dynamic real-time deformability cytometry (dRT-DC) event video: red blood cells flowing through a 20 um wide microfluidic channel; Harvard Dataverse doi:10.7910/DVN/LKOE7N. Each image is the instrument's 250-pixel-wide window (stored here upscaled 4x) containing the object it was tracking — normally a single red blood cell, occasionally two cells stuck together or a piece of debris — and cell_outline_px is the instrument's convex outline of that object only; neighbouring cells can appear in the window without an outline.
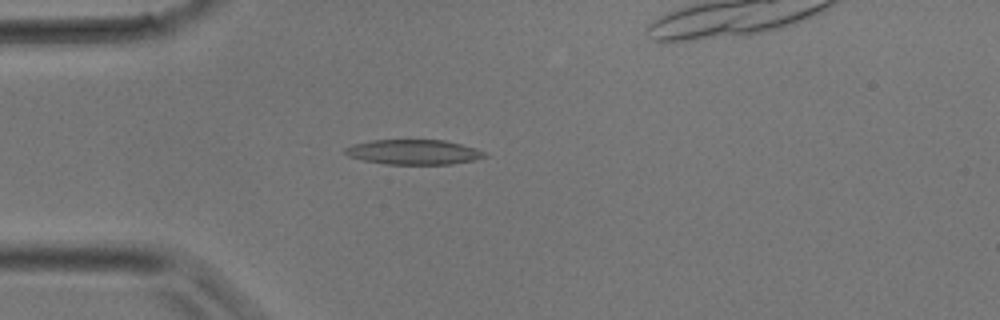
{"species": "common noctule bat (a hibernating species)", "species_latin": "Nyctalus noctula", "temperature_condition": "room temperature", "stored_images_in_passage": 31, "camera_frame_rate_fps": 3000, "um_per_image_px": 0.085, "animal": {"sex": "male", "body_mass_g": 17.9}, "frame": {"image": 1, "passage_image": 9, "time_ms": 2.667, "image_size_px": [1000, 320], "cell_outline_px": [[488, 156], [476, 160], [452, 164], [384, 164], [364, 160], [348, 156], [344, 152], [344, 148], [352, 144], [372, 140], [444, 140], [476, 148], [488, 152]], "centroid_in_image_um": [35.19, 12.93], "position_along_channel_um": 49.8, "area_um2": 20.4}}
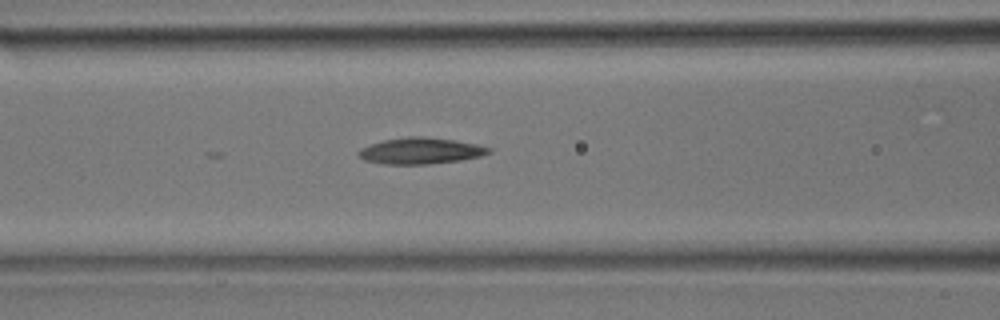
{"frame": {"image": 2, "passage_image": 14, "time_ms": 4.333, "image_size_px": [1000, 320], "cell_outline_px": [[492, 152], [480, 156], [460, 160], [428, 164], [384, 164], [364, 160], [356, 152], [360, 148], [384, 140], [408, 136], [424, 136], [456, 140], [476, 144], [492, 148]], "centroid_in_image_um": [35.76, 12.81], "position_along_channel_um": 130.8, "area_um2": 19.94}}
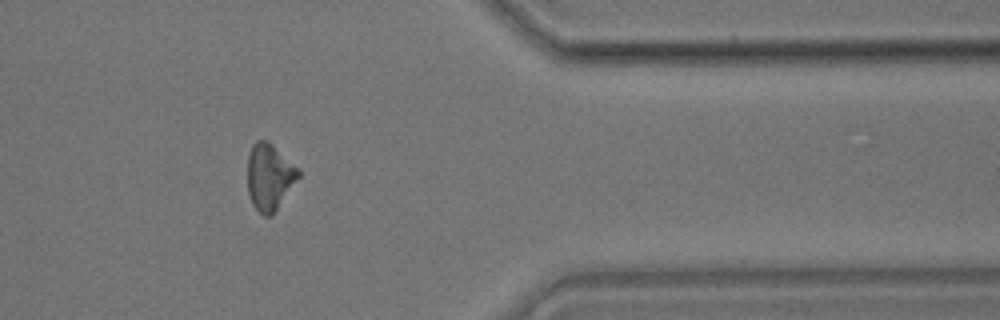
{"frame": {"image": 3, "passage_image": 29, "time_ms": 9.333, "image_size_px": [1000, 320], "cell_outline_px": [[300, 176], [272, 216], [264, 216], [252, 204], [248, 192], [248, 156], [252, 144], [256, 140], [268, 140], [300, 172]], "centroid_in_image_um": [22.88, 15.04], "position_along_channel_um": 388.5, "area_um2": 19.42}}